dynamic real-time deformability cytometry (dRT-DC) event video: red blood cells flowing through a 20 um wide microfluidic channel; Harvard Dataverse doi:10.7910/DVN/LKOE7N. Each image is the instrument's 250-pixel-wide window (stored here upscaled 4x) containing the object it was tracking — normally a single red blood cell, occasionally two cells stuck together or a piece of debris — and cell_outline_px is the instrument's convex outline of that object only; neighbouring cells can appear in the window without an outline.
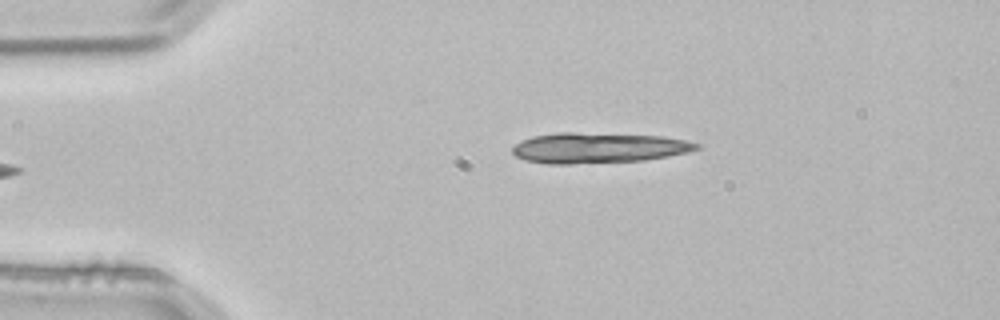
{"species": "common noctule bat (a hibernating species)", "species_latin": "Nyctalus noctula", "temperature_condition": "room temperature", "stored_images_in_passage": 3, "camera_frame_rate_fps": 3000, "um_per_image_px": 0.085, "animal": {"sex": "male", "body_mass_g": 21.5, "forearm_length_mm": 52.0}, "frame": {"image": 1, "passage_image": 3, "time_ms": 0.667, "image_size_px": [1000, 320], "cell_outline_px": [[700, 148], [688, 152], [668, 156], [644, 160], [572, 164], [548, 164], [524, 160], [516, 156], [512, 152], [512, 148], [520, 140], [532, 136], [556, 132], [576, 132], [664, 136], [684, 140], [700, 144]], "centroid_in_image_um": [50.82, 12.56], "position_along_channel_um": 34.2, "area_um2": 32.89}}